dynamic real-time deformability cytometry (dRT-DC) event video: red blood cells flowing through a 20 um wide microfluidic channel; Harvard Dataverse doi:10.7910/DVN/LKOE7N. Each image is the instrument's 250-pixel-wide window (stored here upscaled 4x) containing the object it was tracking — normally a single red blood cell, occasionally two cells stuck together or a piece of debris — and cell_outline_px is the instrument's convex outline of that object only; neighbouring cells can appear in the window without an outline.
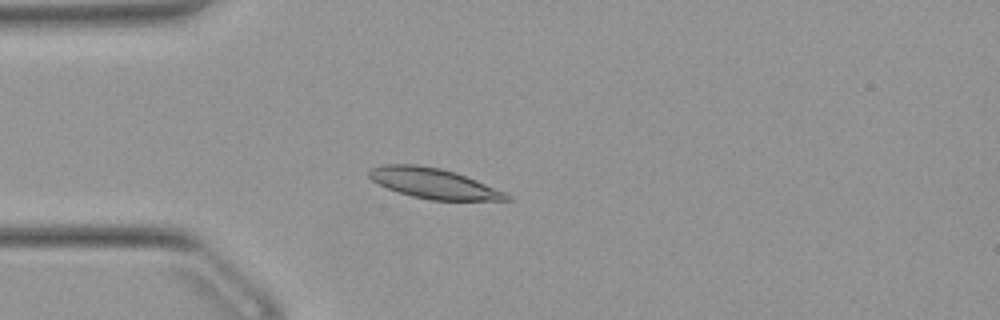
{"species": "Egyptian fruit bat (a non-hibernating species)", "species_latin": "Rousettus aegyptiacus", "temperature_condition": "warm", "stored_images_in_passage": 51, "camera_frame_rate_fps": 3000, "um_per_image_px": 0.085, "animal": {"sex": "female"}, "frame": {"image": 1, "passage_image": 13, "time_ms": 4.0, "image_size_px": [1000, 320], "cell_outline_px": [[512, 200], [428, 200], [412, 196], [388, 188], [372, 180], [368, 176], [368, 172], [372, 168], [384, 164], [416, 164], [440, 168], [456, 172], [508, 192], [512, 196]], "centroid_in_image_um": [36.92, 15.59], "position_along_channel_um": 48.1, "area_um2": 24.33}}
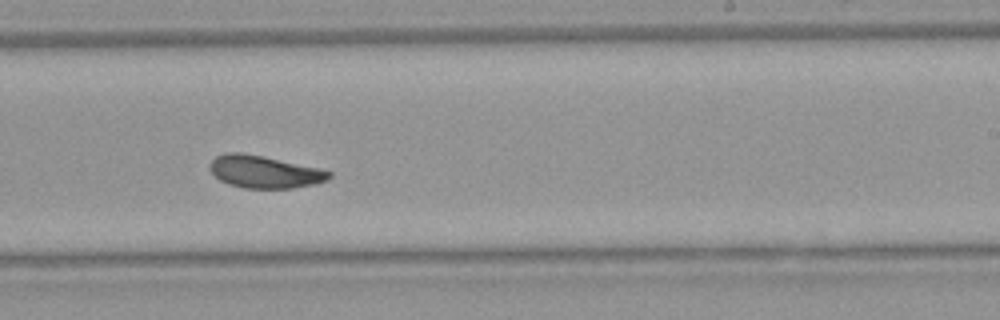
{"frame": {"image": 2, "passage_image": 31, "time_ms": 10.0, "image_size_px": [1000, 320], "cell_outline_px": [[332, 176], [328, 180], [316, 184], [292, 188], [244, 188], [228, 184], [220, 180], [212, 172], [212, 160], [216, 156], [228, 152], [240, 152], [320, 168], [332, 172]], "centroid_in_image_um": [22.53, 14.62], "position_along_channel_um": 266.5, "area_um2": 22.25}}
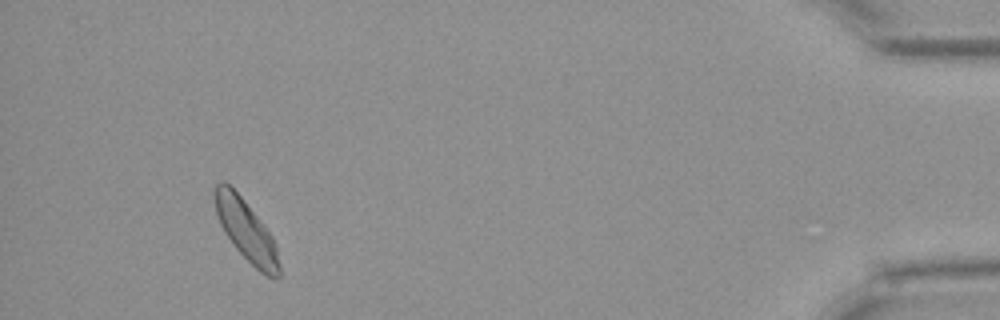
{"frame": {"image": 3, "passage_image": 48, "time_ms": 15.667, "image_size_px": [1000, 320], "cell_outline_px": [[280, 280], [268, 276], [260, 272], [232, 244], [224, 232], [220, 224], [216, 212], [216, 184], [224, 180], [240, 196], [260, 220], [272, 236], [276, 244], [280, 268]], "centroid_in_image_um": [20.96, 19.65], "position_along_channel_um": 414.2, "area_um2": 22.37}, "authors_computed_cell_mechanics": {"area_um2": 23.0044, "velocity_mm_per_s": 3.862, "shape_relaxation_time_tau1_ms": 4.0422, "shape_relaxation_time_tau2_ms": 2.2393, "deformation_change_tau1": 0.123, "deformation_change_tau2": 0.0586}}